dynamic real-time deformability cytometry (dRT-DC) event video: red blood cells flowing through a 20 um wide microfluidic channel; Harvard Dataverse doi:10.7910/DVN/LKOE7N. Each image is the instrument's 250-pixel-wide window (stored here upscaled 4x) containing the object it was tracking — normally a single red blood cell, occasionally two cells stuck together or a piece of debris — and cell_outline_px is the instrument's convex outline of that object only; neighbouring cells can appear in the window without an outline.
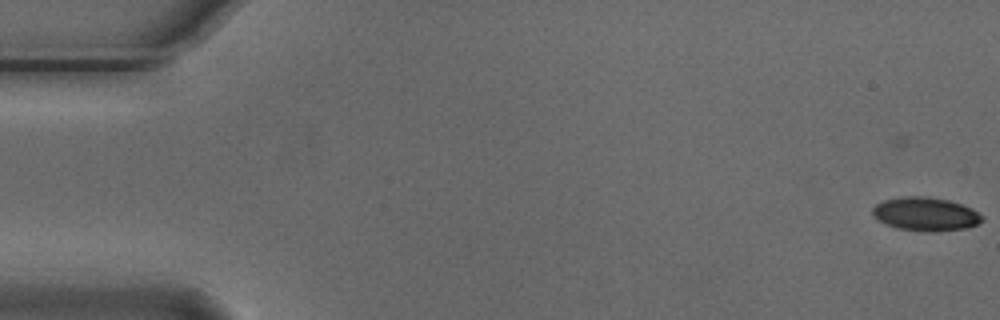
{"species": "Egyptian fruit bat (a non-hibernating species)", "species_latin": "Rousettus aegyptiacus", "temperature_condition": "cold", "stored_images_in_passage": 6, "camera_frame_rate_fps": 3000, "um_per_image_px": 0.085, "animal": {"sex": "male"}, "frame": {"image": 1, "passage_image": 1, "time_ms": 0.0, "image_size_px": [1000, 320], "cell_outline_px": [[984, 220], [968, 228], [932, 232], [924, 232], [896, 228], [880, 220], [872, 212], [872, 208], [876, 204], [884, 200], [904, 196], [928, 196], [948, 200], [972, 208], [984, 216]], "centroid_in_image_um": [78.71, 18.2], "position_along_channel_um": 6.3, "area_um2": 21.44}}
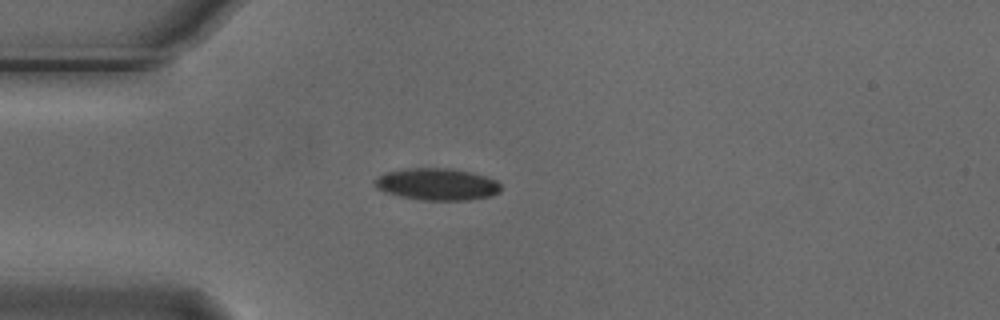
{"frame": {"image": 2, "passage_image": 5, "time_ms": 1.333, "image_size_px": [1000, 320], "cell_outline_px": [[500, 192], [492, 196], [468, 200], [420, 200], [400, 196], [384, 192], [376, 188], [372, 180], [384, 172], [404, 168], [448, 168], [468, 172], [484, 176], [496, 180], [500, 184]], "centroid_in_image_um": [37.09, 15.66], "position_along_channel_um": 47.9, "area_um2": 23.64}}